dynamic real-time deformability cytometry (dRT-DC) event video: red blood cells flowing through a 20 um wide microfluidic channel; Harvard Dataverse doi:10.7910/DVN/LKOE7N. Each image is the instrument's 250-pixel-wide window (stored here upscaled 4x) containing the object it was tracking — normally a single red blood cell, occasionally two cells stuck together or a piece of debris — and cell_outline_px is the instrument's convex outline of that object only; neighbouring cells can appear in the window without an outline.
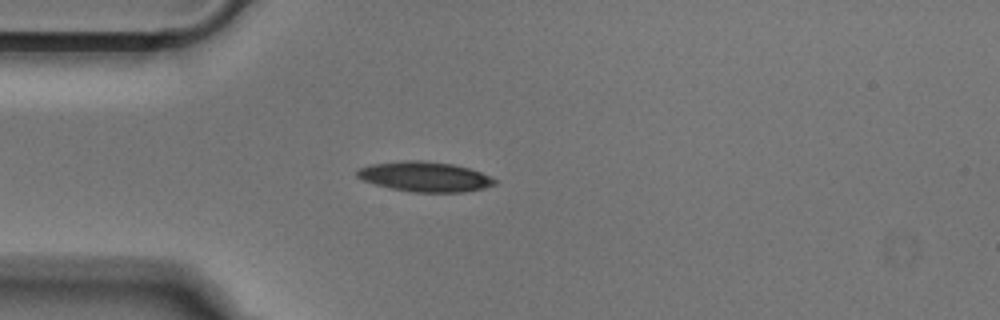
{"species": "Egyptian fruit bat (a non-hibernating species)", "species_latin": "Rousettus aegyptiacus", "temperature_condition": "cold", "stored_images_in_passage": 39, "camera_frame_rate_fps": 3000, "um_per_image_px": 0.085, "animal": {"sex": "male"}, "frame": {"image": 1, "passage_image": 1, "time_ms": 0.0, "image_size_px": [1000, 320], "cell_outline_px": [[496, 184], [484, 188], [464, 192], [412, 192], [392, 188], [376, 184], [364, 180], [356, 176], [356, 168], [368, 164], [404, 160], [424, 160], [452, 164], [468, 168], [480, 172], [496, 180]], "centroid_in_image_um": [36.07, 15.0], "position_along_channel_um": 48.9, "area_um2": 24.04}}
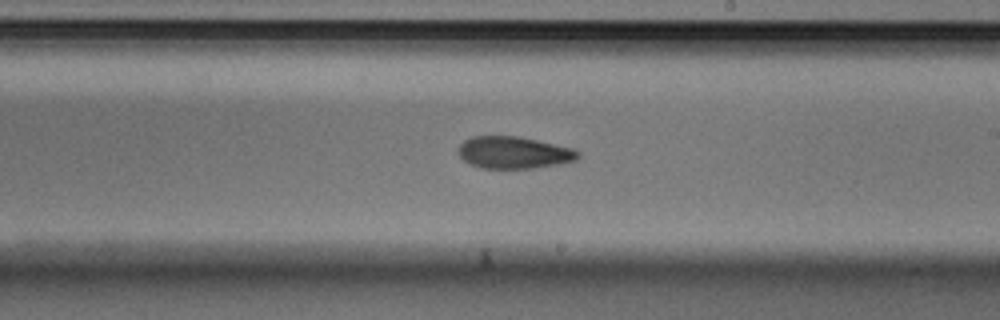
{"frame": {"image": 2, "passage_image": 17, "time_ms": 5.333, "image_size_px": [1000, 320], "cell_outline_px": [[580, 156], [576, 160], [560, 164], [532, 168], [480, 168], [468, 164], [460, 156], [460, 144], [464, 140], [472, 136], [516, 136], [536, 140], [572, 148], [580, 152]], "centroid_in_image_um": [43.67, 12.97], "position_along_channel_um": 245.3, "area_um2": 22.25}}
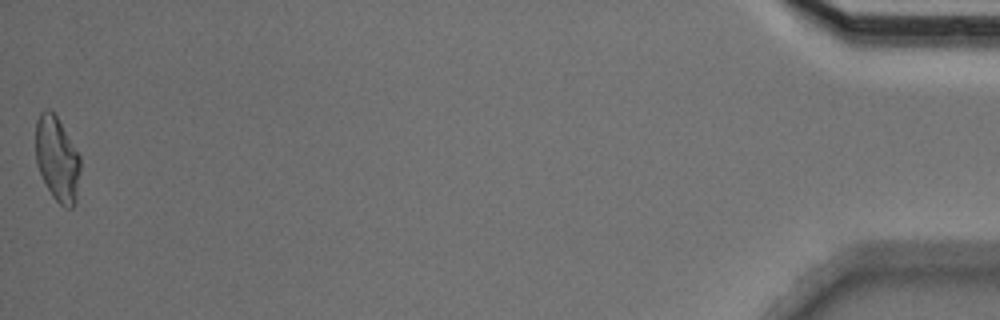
{"frame": {"image": 3, "passage_image": 39, "time_ms": 12.667, "image_size_px": [1000, 320], "cell_outline_px": [[80, 172], [76, 200], [72, 208], [64, 208], [52, 196], [36, 164], [36, 120], [40, 112], [44, 108], [48, 108], [56, 116], [80, 156]], "centroid_in_image_um": [4.86, 13.52], "position_along_channel_um": 430.3, "area_um2": 21.91}}